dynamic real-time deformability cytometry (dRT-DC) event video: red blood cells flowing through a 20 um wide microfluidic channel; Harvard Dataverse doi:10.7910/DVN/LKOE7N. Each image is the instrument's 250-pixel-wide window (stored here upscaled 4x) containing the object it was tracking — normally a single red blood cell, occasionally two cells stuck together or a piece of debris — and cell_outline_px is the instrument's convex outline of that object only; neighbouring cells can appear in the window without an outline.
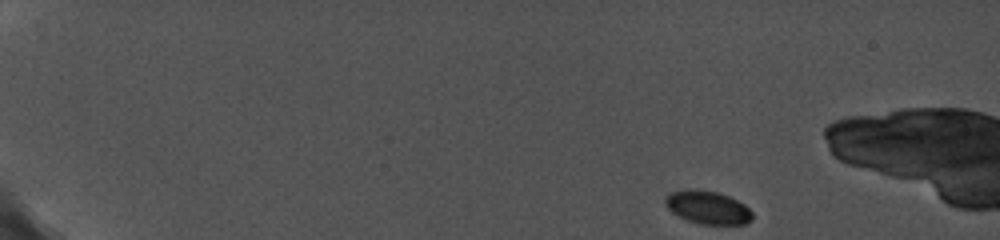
{"species": "common noctule bat (a hibernating species)", "species_latin": "Nyctalus noctula", "temperature_condition": "cold", "stored_images_in_passage": 17, "camera_frame_rate_fps": 5000, "um_per_image_px": 0.085, "animal": {"sex": "female", "body_mass_g": 19.0, "forearm_length_mm": 56.7}, "frame": {"image": 1, "passage_image": 1, "time_ms": 0.0, "image_size_px": [1000, 240], "cell_outline_px": [[752, 220], [744, 224], [700, 224], [688, 220], [672, 212], [668, 208], [664, 200], [672, 192], [716, 192], [728, 196], [744, 204], [752, 212]], "centroid_in_image_um": [60.22, 17.69], "position_along_channel_um": 24.8, "area_um2": 15.9}}
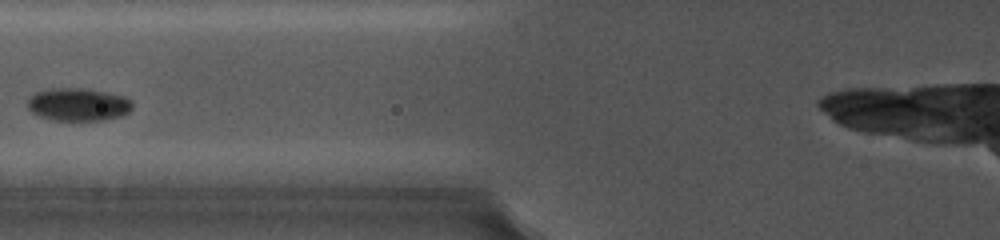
{"frame": {"image": 2, "passage_image": 12, "time_ms": 6.2, "image_size_px": [1000, 240], "cell_outline_px": [[132, 108], [124, 116], [104, 120], [52, 120], [40, 116], [32, 112], [28, 108], [28, 96], [36, 92], [48, 88], [84, 88], [108, 92], [124, 96], [132, 100]], "centroid_in_image_um": [6.66, 8.87], "position_along_channel_um": 119.1, "area_um2": 20.35}}
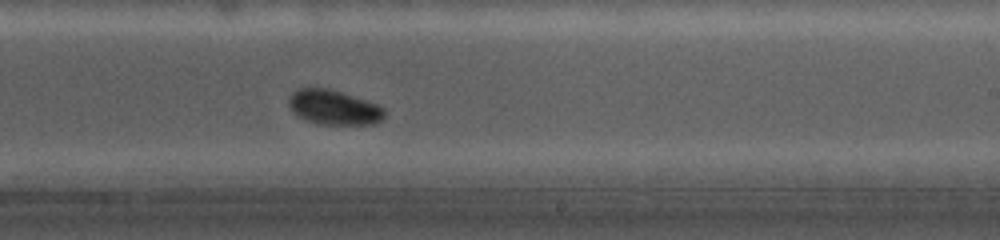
{"frame": {"image": 3, "passage_image": 16, "time_ms": 10.0, "image_size_px": [1000, 240], "cell_outline_px": [[384, 116], [380, 120], [372, 124], [320, 124], [308, 120], [300, 116], [288, 104], [288, 100], [292, 92], [300, 88], [328, 88], [376, 104], [384, 108]], "centroid_in_image_um": [28.37, 9.12], "position_along_channel_um": 260.6, "area_um2": 18.79}}